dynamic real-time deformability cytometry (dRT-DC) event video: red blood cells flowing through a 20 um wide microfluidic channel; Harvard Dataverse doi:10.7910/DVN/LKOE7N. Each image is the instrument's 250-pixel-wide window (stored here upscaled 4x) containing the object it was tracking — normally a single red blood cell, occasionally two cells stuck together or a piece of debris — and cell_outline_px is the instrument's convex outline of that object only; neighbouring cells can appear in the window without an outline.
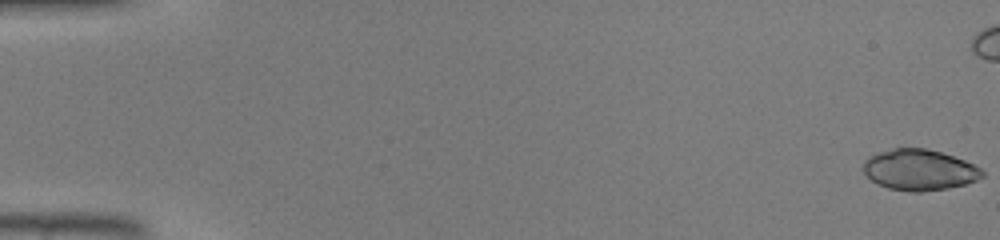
{"species": "common noctule bat (a hibernating species)", "species_latin": "Nyctalus noctula", "temperature_condition": "warm", "stored_images_in_passage": 39, "camera_frame_rate_fps": 3000, "um_per_image_px": 0.085, "animal": {"sex": "male", "body_mass_g": 19.0, "forearm_length_mm": 50.8}, "frame": {"image": 1, "passage_image": 1, "time_ms": 0.0, "image_size_px": [1000, 240], "cell_outline_px": [[984, 176], [976, 180], [964, 184], [948, 188], [920, 192], [908, 192], [888, 188], [872, 180], [864, 172], [864, 160], [868, 156], [876, 152], [892, 148], [924, 148], [940, 152], [964, 160], [980, 168], [984, 172]], "centroid_in_image_um": [78.12, 14.43], "position_along_channel_um": 6.9, "area_um2": 28.26}}